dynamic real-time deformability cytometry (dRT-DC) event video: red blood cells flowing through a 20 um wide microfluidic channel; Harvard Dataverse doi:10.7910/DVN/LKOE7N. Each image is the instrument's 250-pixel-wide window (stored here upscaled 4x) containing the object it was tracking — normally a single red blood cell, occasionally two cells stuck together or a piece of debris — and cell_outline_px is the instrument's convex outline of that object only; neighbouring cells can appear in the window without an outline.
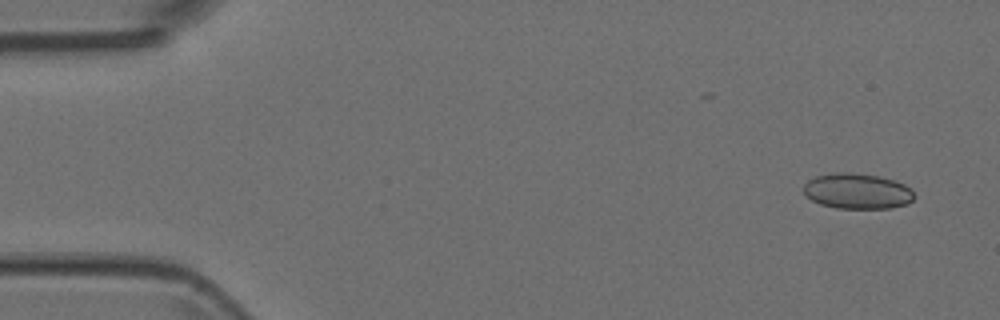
{"species": "Egyptian fruit bat (a non-hibernating species)", "species_latin": "Rousettus aegyptiacus", "temperature_condition": "room temperature", "stored_images_in_passage": 8, "camera_frame_rate_fps": 3000, "um_per_image_px": 0.085, "animal": {"sex": "female"}, "frame": {"image": 1, "passage_image": 1, "time_ms": 0.0, "image_size_px": [1000, 320], "cell_outline_px": [[916, 196], [908, 204], [892, 208], [836, 208], [820, 204], [804, 196], [804, 184], [808, 180], [816, 176], [836, 172], [848, 172], [880, 176], [904, 184], [912, 188]], "centroid_in_image_um": [72.88, 16.25], "position_along_channel_um": 12.1, "area_um2": 23.12}}
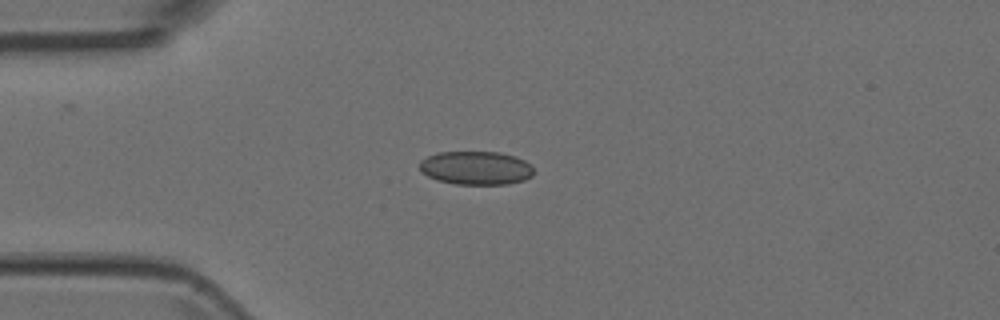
{"frame": {"image": 2, "passage_image": 4, "time_ms": 1.0, "image_size_px": [1000, 320], "cell_outline_px": [[532, 176], [524, 180], [508, 184], [456, 184], [436, 180], [420, 172], [420, 160], [436, 152], [500, 152], [516, 156], [524, 160], [532, 168]], "centroid_in_image_um": [40.43, 14.27], "position_along_channel_um": 44.6, "area_um2": 22.37}}